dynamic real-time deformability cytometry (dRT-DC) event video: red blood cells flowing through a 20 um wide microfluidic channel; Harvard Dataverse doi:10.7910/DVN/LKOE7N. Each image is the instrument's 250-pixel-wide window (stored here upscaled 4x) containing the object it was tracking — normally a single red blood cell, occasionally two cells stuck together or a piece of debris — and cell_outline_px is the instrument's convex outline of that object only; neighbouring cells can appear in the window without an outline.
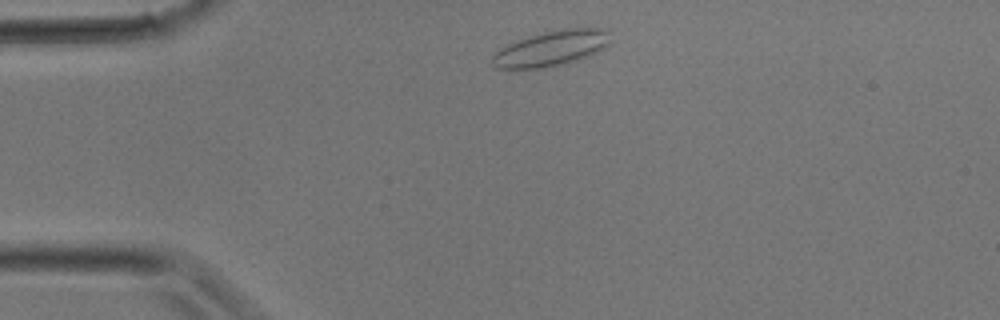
{"species": "common noctule bat (a hibernating species)", "species_latin": "Nyctalus noctula", "temperature_condition": "room temperature", "stored_images_in_passage": 28, "camera_frame_rate_fps": 3000, "um_per_image_px": 0.085, "animal": {"sex": "male", "body_mass_g": 17.9}, "frame": {"image": 1, "passage_image": 2, "time_ms": 0.333, "image_size_px": [1000, 320], "cell_outline_px": [[612, 40], [600, 48], [576, 60], [544, 68], [496, 68], [492, 64], [492, 56], [500, 48], [508, 44], [528, 36], [544, 32], [564, 28], [604, 28], [608, 32]], "centroid_in_image_um": [46.82, 4.09], "position_along_channel_um": 38.2, "area_um2": 23.76}}
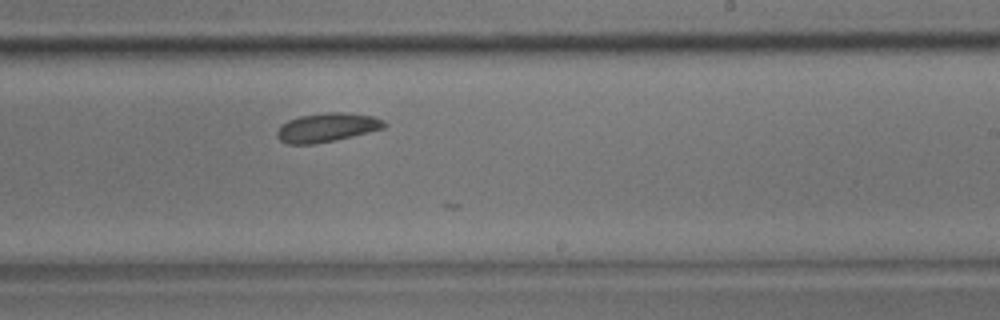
{"frame": {"image": 2, "passage_image": 15, "time_ms": 4.667, "image_size_px": [1000, 320], "cell_outline_px": [[388, 124], [384, 128], [336, 140], [312, 144], [288, 144], [280, 140], [276, 136], [276, 132], [288, 120], [300, 116], [324, 112], [344, 112], [372, 116], [384, 120]], "centroid_in_image_um": [27.81, 10.83], "position_along_channel_um": 261.2, "area_um2": 17.98}}
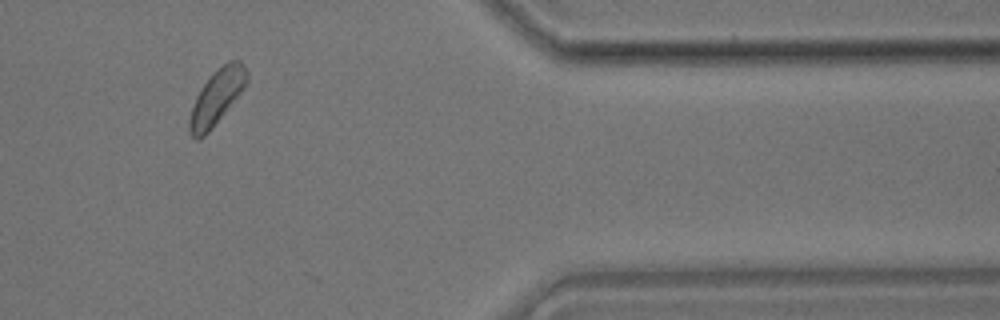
{"frame": {"image": 3, "passage_image": 23, "time_ms": 7.333, "image_size_px": [1000, 320], "cell_outline_px": [[248, 80], [244, 88], [212, 128], [200, 140], [196, 140], [188, 132], [188, 120], [196, 96], [212, 72], [228, 60], [240, 60], [248, 72]], "centroid_in_image_um": [18.41, 8.25], "position_along_channel_um": 393.0, "area_um2": 18.32}}